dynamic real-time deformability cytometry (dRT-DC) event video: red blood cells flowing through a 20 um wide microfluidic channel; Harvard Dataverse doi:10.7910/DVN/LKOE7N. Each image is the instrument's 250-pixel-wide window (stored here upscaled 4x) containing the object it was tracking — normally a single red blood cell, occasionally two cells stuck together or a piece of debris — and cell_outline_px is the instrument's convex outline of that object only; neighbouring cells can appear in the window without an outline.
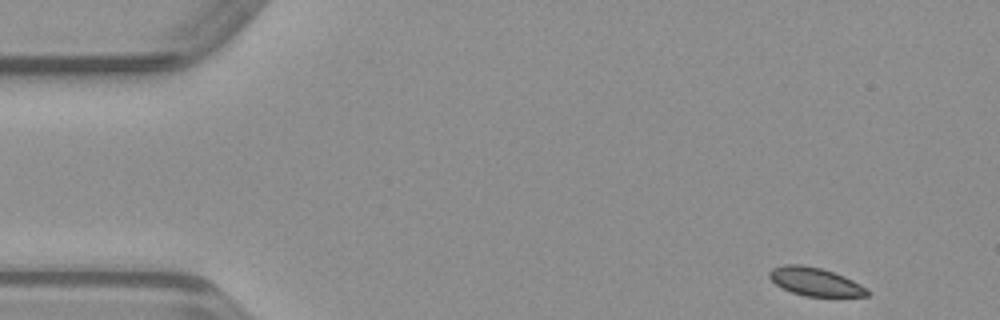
{"species": "common noctule bat (a hibernating species)", "species_latin": "Nyctalus noctula", "temperature_condition": "warm", "stored_images_in_passage": 46, "camera_frame_rate_fps": 3000, "um_per_image_px": 0.085, "animal": {"sex": "male", "body_mass_g": 23.1, "forearm_length_mm": 52.7}, "frame": {"image": 1, "passage_image": 1, "time_ms": 0.0, "image_size_px": [1000, 320], "cell_outline_px": [[872, 292], [868, 296], [804, 296], [792, 292], [776, 284], [768, 276], [768, 272], [772, 268], [784, 264], [800, 264], [820, 268], [844, 276], [868, 288]], "centroid_in_image_um": [69.3, 23.94], "position_along_channel_um": 15.7, "area_um2": 16.07}}
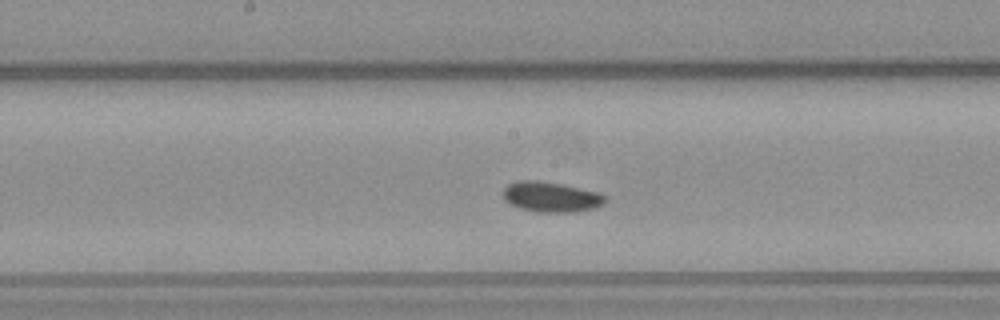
{"frame": {"image": 2, "passage_image": 22, "time_ms": 7.0, "image_size_px": [1000, 320], "cell_outline_px": [[608, 200], [604, 204], [592, 208], [576, 212], [536, 212], [520, 208], [504, 200], [504, 188], [508, 184], [516, 180], [536, 180], [560, 184], [600, 192]], "centroid_in_image_um": [46.85, 16.73], "position_along_channel_um": 201.4, "area_um2": 17.98}}
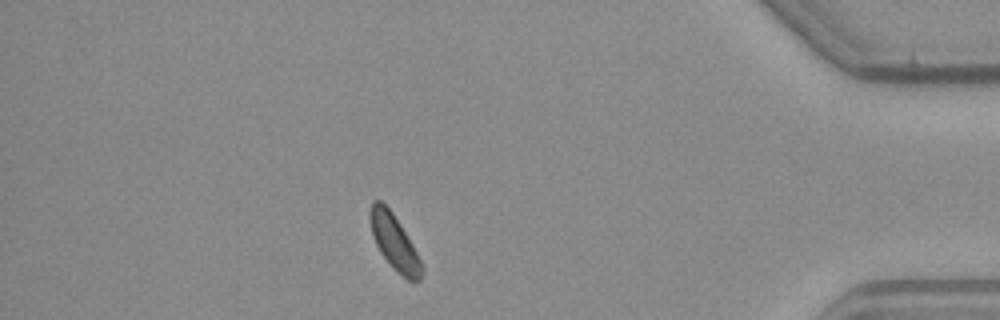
{"frame": {"image": 3, "passage_image": 40, "time_ms": 13.0, "image_size_px": [1000, 320], "cell_outline_px": [[424, 272], [420, 280], [412, 284], [380, 252], [372, 236], [368, 216], [368, 212], [372, 200], [380, 200], [392, 212], [400, 224], [412, 244], [424, 268]], "centroid_in_image_um": [33.5, 20.56], "position_along_channel_um": 401.7, "area_um2": 16.42}}